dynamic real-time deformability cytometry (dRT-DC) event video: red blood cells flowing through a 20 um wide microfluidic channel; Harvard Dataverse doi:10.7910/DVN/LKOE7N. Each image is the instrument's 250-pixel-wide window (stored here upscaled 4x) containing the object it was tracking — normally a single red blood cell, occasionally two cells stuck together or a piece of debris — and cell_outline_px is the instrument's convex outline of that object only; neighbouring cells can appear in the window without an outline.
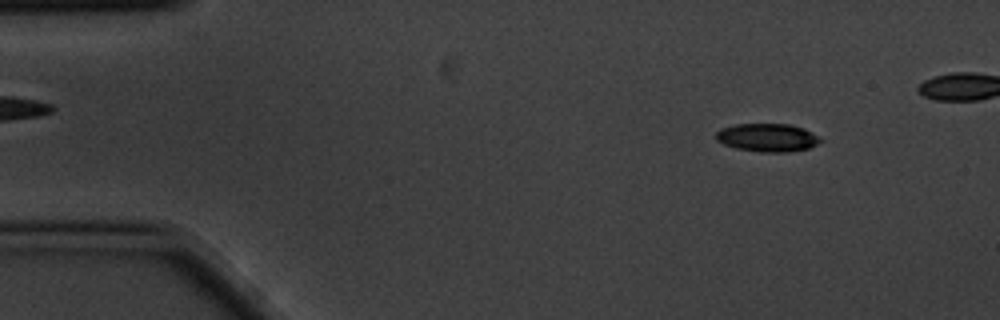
{"species": "common noctule bat (a hibernating species)", "species_latin": "Nyctalus noctula", "temperature_condition": "cold", "stored_images_in_passage": 5, "camera_frame_rate_fps": 3000, "um_per_image_px": 0.085, "animal": {"sex": "male", "body_mass_g": 20.1, "forearm_length_mm": 53.5}, "frame": {"image": 1, "passage_image": 1, "time_ms": 0.0, "image_size_px": [1000, 320], "cell_outline_px": [[824, 140], [808, 148], [788, 152], [760, 152], [736, 148], [724, 144], [716, 140], [716, 132], [720, 128], [736, 124], [788, 124], [804, 128]], "centroid_in_image_um": [65.21, 11.69], "position_along_channel_um": 19.8, "area_um2": 17.11}}